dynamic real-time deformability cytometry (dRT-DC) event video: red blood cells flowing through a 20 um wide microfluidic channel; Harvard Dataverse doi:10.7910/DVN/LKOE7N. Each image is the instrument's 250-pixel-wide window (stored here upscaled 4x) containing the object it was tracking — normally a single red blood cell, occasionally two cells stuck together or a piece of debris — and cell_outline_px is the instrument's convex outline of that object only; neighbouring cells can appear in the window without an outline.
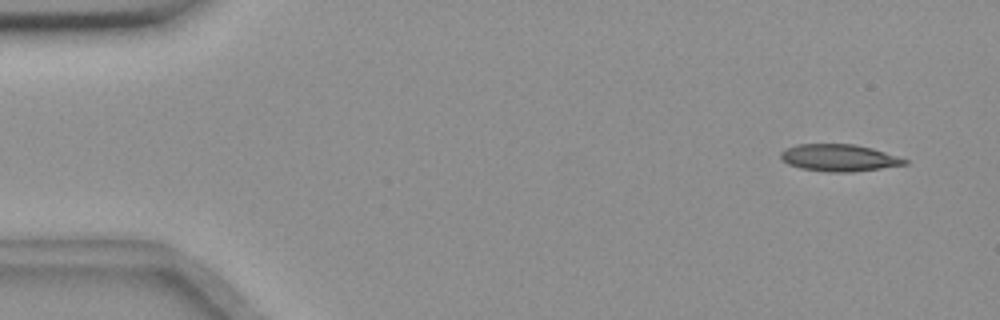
{"species": "common noctule bat (a hibernating species)", "species_latin": "Nyctalus noctula", "temperature_condition": "room temperature", "stored_images_in_passage": 4, "camera_frame_rate_fps": 3000, "um_per_image_px": 0.085, "animal": {"sex": "female", "body_mass_g": 18.4}, "frame": {"image": 1, "passage_image": 1, "time_ms": 0.0, "image_size_px": [1000, 320], "cell_outline_px": [[908, 164], [852, 172], [828, 172], [800, 168], [788, 164], [780, 156], [780, 152], [796, 144], [856, 144], [872, 148], [908, 160]], "centroid_in_image_um": [71.31, 13.41], "position_along_channel_um": 13.7, "area_um2": 19.36}}